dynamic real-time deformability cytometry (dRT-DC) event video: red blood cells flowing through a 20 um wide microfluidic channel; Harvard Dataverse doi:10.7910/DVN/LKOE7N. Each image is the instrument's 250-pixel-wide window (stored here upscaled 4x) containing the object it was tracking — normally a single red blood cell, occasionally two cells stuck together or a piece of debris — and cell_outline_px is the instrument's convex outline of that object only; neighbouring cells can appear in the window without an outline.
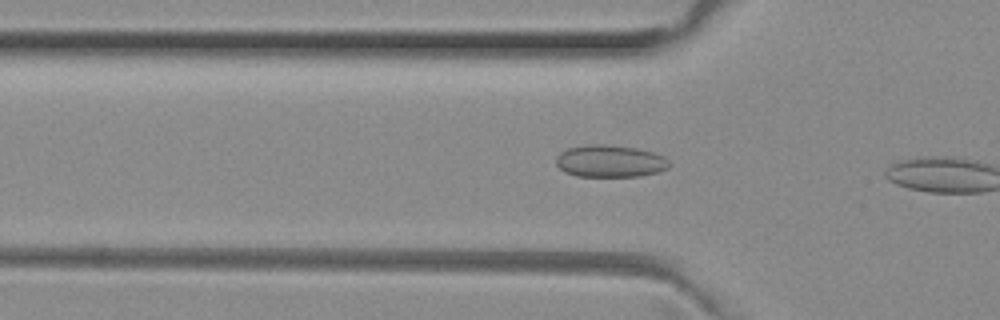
{"species": "common noctule bat (a hibernating species)", "species_latin": "Nyctalus noctula", "temperature_condition": "room temperature", "stored_images_in_passage": 7, "camera_frame_rate_fps": 3000, "um_per_image_px": 0.085, "animal": {"sex": "female", "body_mass_g": 29.2, "forearm_length_mm": 56.3}, "frame": {"image": 1, "passage_image": 5, "time_ms": 1.333, "image_size_px": [1000, 320], "cell_outline_px": [[668, 168], [660, 172], [640, 176], [576, 176], [564, 172], [556, 164], [556, 156], [560, 152], [568, 148], [584, 144], [604, 144], [636, 148], [652, 152], [664, 156], [668, 160]], "centroid_in_image_um": [51.83, 13.69], "position_along_channel_um": 74.0, "area_um2": 21.33}}